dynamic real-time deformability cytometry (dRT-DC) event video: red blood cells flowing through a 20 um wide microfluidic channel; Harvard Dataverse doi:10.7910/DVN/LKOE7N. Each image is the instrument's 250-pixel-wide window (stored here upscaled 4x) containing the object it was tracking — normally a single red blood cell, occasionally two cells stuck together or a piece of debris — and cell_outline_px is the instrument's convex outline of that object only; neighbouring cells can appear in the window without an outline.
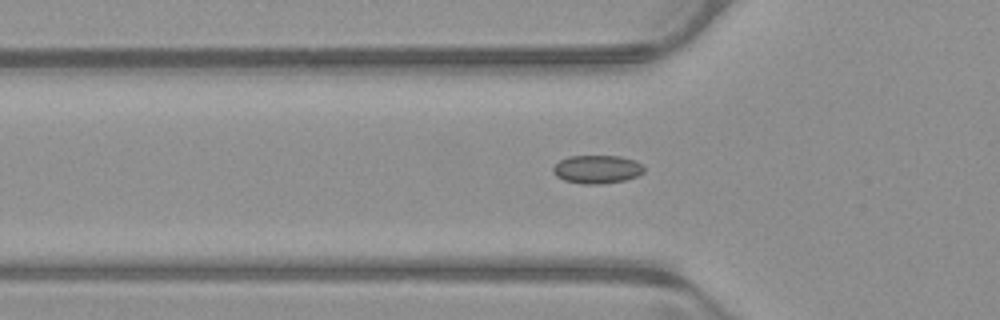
{"species": "common noctule bat (a hibernating species)", "species_latin": "Nyctalus noctula", "temperature_condition": "warm", "stored_images_in_passage": 47, "camera_frame_rate_fps": 3000, "um_per_image_px": 0.085, "animal": {"sex": "male", "body_mass_g": 23.1, "forearm_length_mm": 52.7}, "frame": {"image": 1, "passage_image": 18, "time_ms": 5.667, "image_size_px": [1000, 320], "cell_outline_px": [[644, 172], [636, 176], [624, 180], [600, 184], [584, 184], [564, 180], [556, 176], [552, 172], [552, 168], [560, 160], [568, 156], [620, 156], [644, 164]], "centroid_in_image_um": [50.74, 14.39], "position_along_channel_um": 75.1, "area_um2": 14.97}}
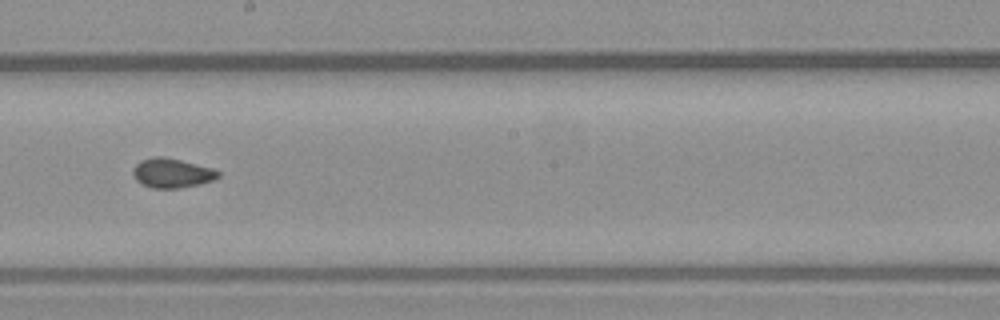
{"frame": {"image": 2, "passage_image": 30, "time_ms": 9.667, "image_size_px": [1000, 320], "cell_outline_px": [[220, 176], [212, 180], [200, 184], [180, 188], [152, 188], [136, 180], [132, 172], [136, 164], [140, 160], [156, 156], [164, 156], [212, 168], [220, 172]], "centroid_in_image_um": [14.61, 14.7], "position_along_channel_um": 233.6, "area_um2": 14.51}}
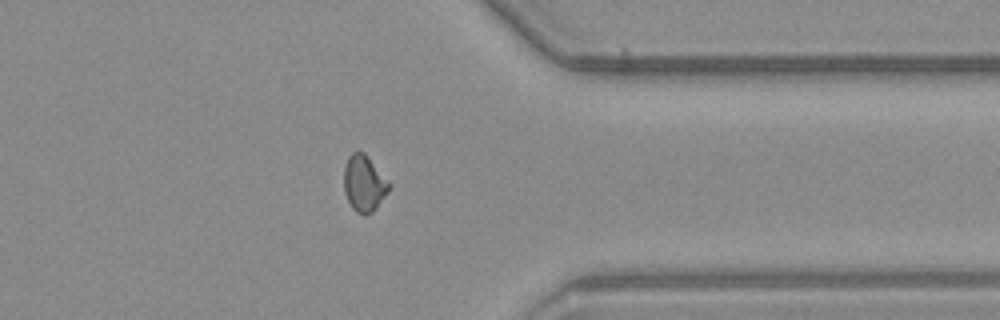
{"frame": {"image": 3, "passage_image": 42, "time_ms": 13.667, "image_size_px": [1000, 320], "cell_outline_px": [[392, 184], [388, 192], [376, 208], [372, 212], [356, 212], [352, 208], [344, 192], [344, 168], [348, 156], [352, 152], [364, 152]], "centroid_in_image_um": [30.95, 15.56], "position_along_channel_um": 380.4, "area_um2": 14.68}}